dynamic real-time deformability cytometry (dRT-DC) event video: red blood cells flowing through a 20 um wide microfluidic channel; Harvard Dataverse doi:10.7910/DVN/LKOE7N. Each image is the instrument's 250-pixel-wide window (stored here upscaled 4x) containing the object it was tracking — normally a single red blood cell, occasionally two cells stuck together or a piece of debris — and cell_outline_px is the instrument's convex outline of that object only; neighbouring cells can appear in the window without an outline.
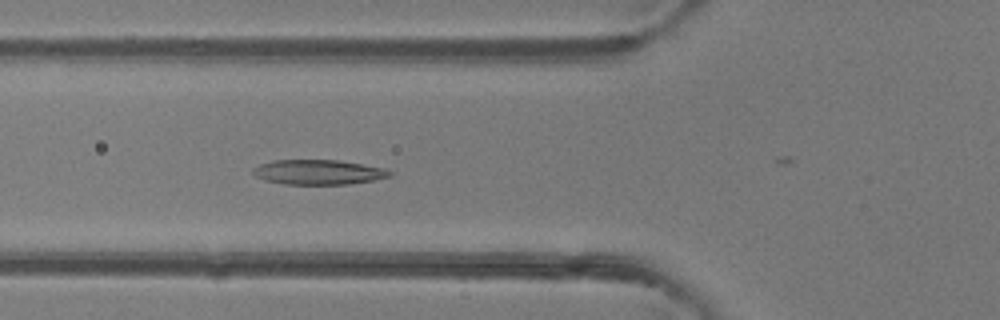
{"species": "common noctule bat (a hibernating species)", "species_latin": "Nyctalus noctula", "temperature_condition": "room temperature", "stored_images_in_passage": 5, "camera_frame_rate_fps": 3000, "um_per_image_px": 0.085, "animal": {"sex": "female"}, "frame": {"image": 1, "passage_image": 5, "time_ms": 5.333, "image_size_px": [1000, 320], "cell_outline_px": [[392, 176], [372, 180], [348, 184], [284, 184], [268, 180], [256, 176], [252, 172], [252, 168], [260, 164], [276, 160], [336, 160], [384, 168], [392, 172]], "centroid_in_image_um": [27.06, 14.63], "position_along_channel_um": 98.7, "area_um2": 19.48}}